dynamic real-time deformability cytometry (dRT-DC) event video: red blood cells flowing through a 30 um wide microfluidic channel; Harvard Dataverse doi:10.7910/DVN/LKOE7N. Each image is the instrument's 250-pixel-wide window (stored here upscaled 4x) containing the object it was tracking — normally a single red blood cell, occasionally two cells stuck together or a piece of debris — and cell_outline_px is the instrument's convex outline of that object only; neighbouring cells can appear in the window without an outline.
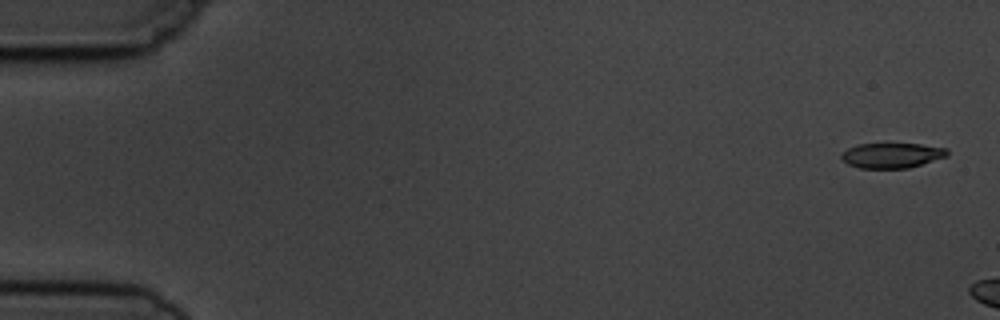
{"species": "common noctule bat (a hibernating species)", "species_latin": "Nyctalus noctula", "temperature_condition": "cold", "stored_images_in_passage": 2, "camera_frame_rate_fps": 3000, "um_per_image_px": 0.085, "animal": {"sex": "male", "body_mass_g": 19.5, "forearm_length_mm": 54.6}, "frame": {"image": 1, "passage_image": 1, "time_ms": 0.0, "image_size_px": [1000, 320], "cell_outline_px": [[948, 156], [908, 168], [860, 168], [848, 164], [840, 156], [848, 148], [856, 144], [920, 144], [948, 148]], "centroid_in_image_um": [75.83, 13.2], "position_along_channel_um": 9.2, "area_um2": 15.37}}